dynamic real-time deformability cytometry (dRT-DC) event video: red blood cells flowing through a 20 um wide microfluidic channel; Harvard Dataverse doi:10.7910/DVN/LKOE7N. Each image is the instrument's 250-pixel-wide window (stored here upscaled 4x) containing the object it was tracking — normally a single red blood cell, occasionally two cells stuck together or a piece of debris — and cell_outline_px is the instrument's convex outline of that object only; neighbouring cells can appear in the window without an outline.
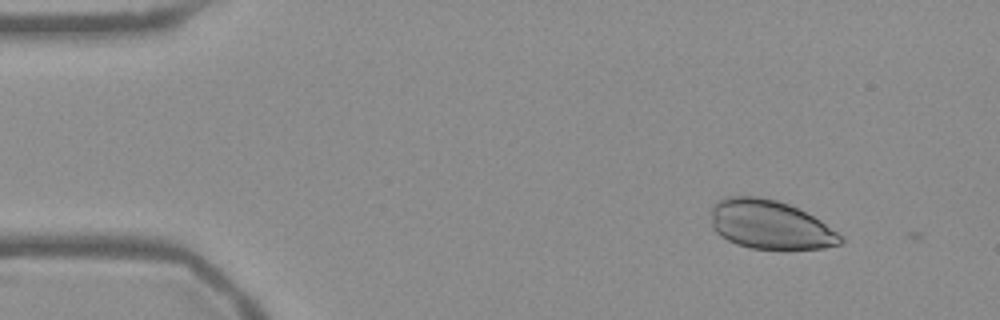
{"species": "Egyptian fruit bat (a non-hibernating species)", "species_latin": "Rousettus aegyptiacus", "temperature_condition": "warm", "stored_images_in_passage": 3, "camera_frame_rate_fps": 3000, "um_per_image_px": 0.085, "frame": {"image": 1, "passage_image": 2, "time_ms": 0.333, "image_size_px": [1000, 320], "cell_outline_px": [[844, 240], [840, 244], [824, 248], [752, 248], [736, 244], [720, 236], [712, 228], [712, 204], [716, 200], [724, 196], [756, 196], [776, 200], [788, 204], [820, 220], [836, 232]], "centroid_in_image_um": [65.39, 19.08], "position_along_channel_um": 19.6, "area_um2": 36.53}}